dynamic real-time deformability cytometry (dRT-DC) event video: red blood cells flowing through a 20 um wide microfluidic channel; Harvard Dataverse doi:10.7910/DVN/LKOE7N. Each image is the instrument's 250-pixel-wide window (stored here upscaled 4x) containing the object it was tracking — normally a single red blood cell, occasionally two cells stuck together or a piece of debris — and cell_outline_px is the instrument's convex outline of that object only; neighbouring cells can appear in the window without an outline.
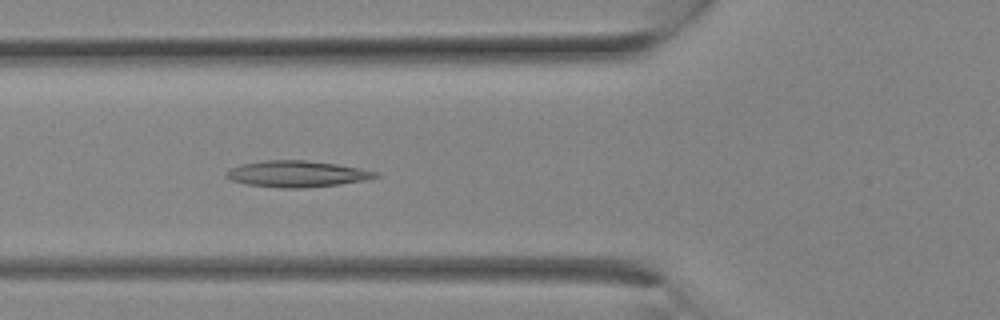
{"species": "Egyptian fruit bat (a non-hibernating species)", "species_latin": "Rousettus aegyptiacus", "temperature_condition": "room temperature", "stored_images_in_passage": 12, "camera_frame_rate_fps": 3000, "um_per_image_px": 0.085, "animal": {"sex": "female"}, "frame": {"image": 1, "passage_image": 9, "time_ms": 2.667, "image_size_px": [1000, 320], "cell_outline_px": [[380, 176], [364, 180], [340, 184], [304, 188], [280, 188], [248, 184], [232, 180], [224, 176], [232, 168], [240, 164], [264, 160], [304, 160], [336, 164], [360, 168], [376, 172]], "centroid_in_image_um": [25.23, 14.78], "position_along_channel_um": 100.6, "area_um2": 22.66}}
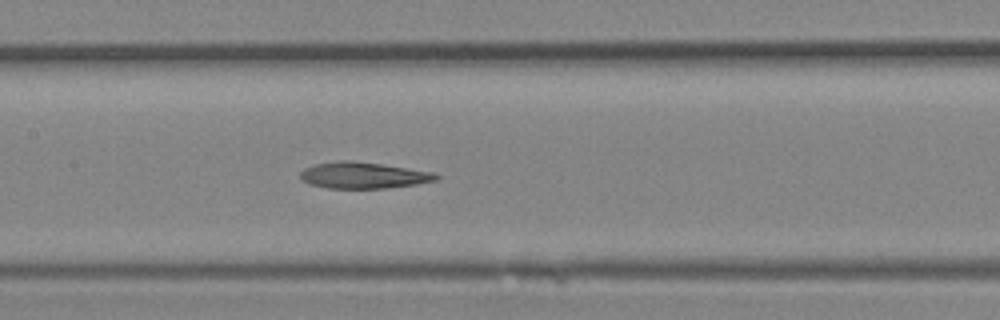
{"frame": {"image": 2, "passage_image": 12, "time_ms": 3.667, "image_size_px": [1000, 320], "cell_outline_px": [[440, 176], [436, 180], [416, 184], [388, 188], [328, 188], [308, 184], [300, 180], [300, 172], [304, 168], [312, 164], [340, 160], [348, 160], [380, 164], [436, 172]], "centroid_in_image_um": [30.85, 14.9], "position_along_channel_um": 176.6, "area_um2": 20.98}}